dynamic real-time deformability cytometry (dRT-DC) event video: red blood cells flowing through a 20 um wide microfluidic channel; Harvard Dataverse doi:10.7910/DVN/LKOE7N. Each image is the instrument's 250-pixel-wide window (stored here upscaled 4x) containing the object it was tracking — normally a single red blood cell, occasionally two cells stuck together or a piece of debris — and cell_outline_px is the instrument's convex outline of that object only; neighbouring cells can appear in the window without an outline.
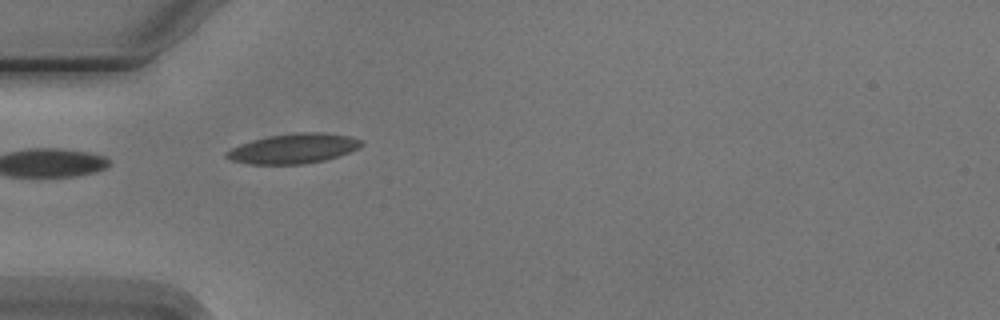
{"species": "Egyptian fruit bat (a non-hibernating species)", "species_latin": "Rousettus aegyptiacus", "temperature_condition": "cold", "stored_images_in_passage": 1, "camera_frame_rate_fps": 3000, "um_per_image_px": 0.085, "animal": {"sex": "male"}, "frame": {"image": 1, "passage_image": 1, "time_ms": 0.0, "image_size_px": [1000, 320], "cell_outline_px": [[364, 144], [348, 152], [324, 160], [304, 164], [252, 164], [232, 160], [224, 156], [224, 152], [240, 144], [252, 140], [268, 136], [296, 132], [320, 132], [348, 136], [360, 140]], "centroid_in_image_um": [24.9, 12.62], "position_along_channel_um": 60.1, "area_um2": 23.18}}